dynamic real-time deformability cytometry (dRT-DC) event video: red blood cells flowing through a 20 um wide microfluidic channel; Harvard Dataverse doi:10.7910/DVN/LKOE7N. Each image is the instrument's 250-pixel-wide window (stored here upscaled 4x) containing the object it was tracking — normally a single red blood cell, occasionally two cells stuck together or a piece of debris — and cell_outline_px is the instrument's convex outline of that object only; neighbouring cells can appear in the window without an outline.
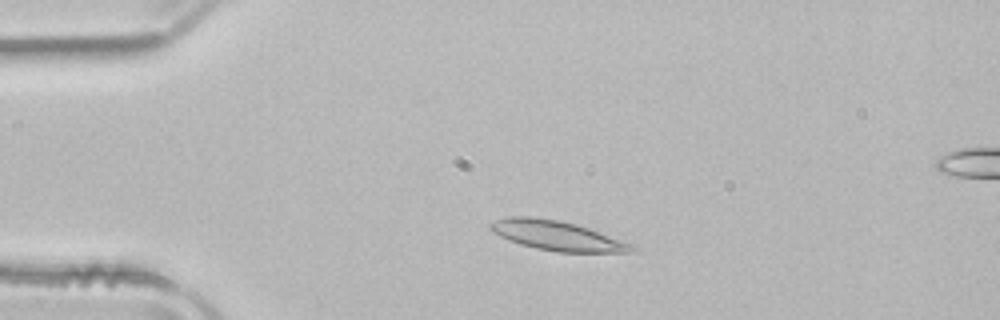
{"species": "common noctule bat (a hibernating species)", "species_latin": "Nyctalus noctula", "temperature_condition": "room temperature", "stored_images_in_passage": 3, "camera_frame_rate_fps": 3000, "um_per_image_px": 0.085, "animal": {"sex": "male", "body_mass_g": 21.5, "forearm_length_mm": 52.0}, "frame": {"image": 1, "passage_image": 1, "time_ms": 0.0, "image_size_px": [1000, 320], "cell_outline_px": [[636, 248], [632, 252], [556, 252], [536, 248], [520, 244], [508, 240], [492, 232], [488, 228], [488, 224], [504, 216], [536, 216], [576, 224], [636, 244]], "centroid_in_image_um": [47.33, 20.02], "position_along_channel_um": 37.7, "area_um2": 24.68}}